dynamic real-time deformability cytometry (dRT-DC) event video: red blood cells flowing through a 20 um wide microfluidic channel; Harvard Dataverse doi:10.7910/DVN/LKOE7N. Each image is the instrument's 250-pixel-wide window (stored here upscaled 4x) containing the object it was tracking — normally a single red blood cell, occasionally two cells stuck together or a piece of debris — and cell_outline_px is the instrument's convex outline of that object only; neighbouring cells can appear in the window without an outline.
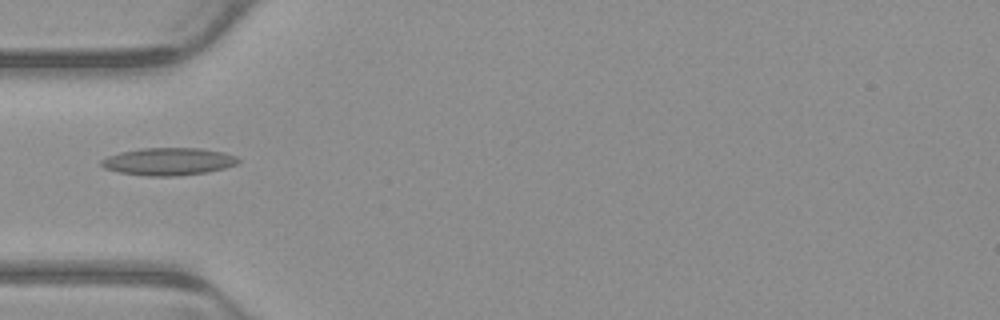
{"species": "common noctule bat (a hibernating species)", "species_latin": "Nyctalus noctula", "temperature_condition": "warm", "stored_images_in_passage": 2, "camera_frame_rate_fps": 3000, "um_per_image_px": 0.085, "animal": {"sex": "male", "body_mass_g": 23.1, "forearm_length_mm": 52.7}, "frame": {"image": 1, "passage_image": 1, "time_ms": 0.0, "image_size_px": [1000, 320], "cell_outline_px": [[240, 160], [236, 164], [224, 168], [208, 172], [176, 176], [148, 176], [120, 172], [104, 168], [100, 164], [100, 160], [108, 156], [120, 152], [140, 148], [200, 148], [224, 152], [236, 156]], "centroid_in_image_um": [14.31, 13.72], "position_along_channel_um": 70.7, "area_um2": 21.96}}
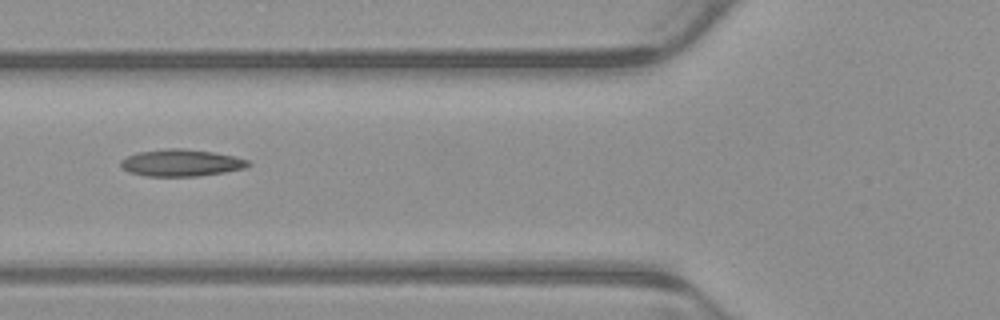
{"frame": {"image": 2, "passage_image": 2, "time_ms": 0.333, "image_size_px": [1000, 320], "cell_outline_px": [[252, 164], [244, 168], [224, 172], [200, 176], [148, 176], [128, 172], [120, 168], [120, 160], [136, 152], [164, 148], [184, 148], [212, 152], [232, 156], [248, 160]], "centroid_in_image_um": [15.35, 13.83], "position_along_channel_um": 110.5, "area_um2": 20.11}}